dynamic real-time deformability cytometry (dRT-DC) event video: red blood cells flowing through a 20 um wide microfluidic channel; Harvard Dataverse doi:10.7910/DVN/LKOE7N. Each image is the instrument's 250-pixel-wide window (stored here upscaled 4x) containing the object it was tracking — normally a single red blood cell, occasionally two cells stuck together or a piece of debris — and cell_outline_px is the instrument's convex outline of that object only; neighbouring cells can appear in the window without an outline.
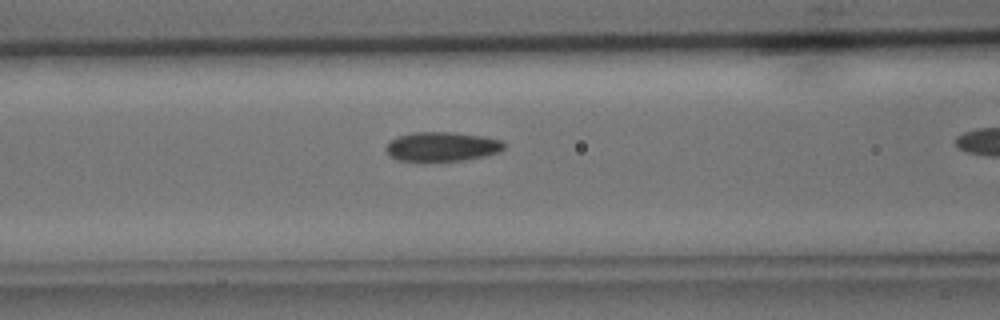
{"species": "common noctule bat (a hibernating species)", "species_latin": "Nyctalus noctula", "temperature_condition": "cold", "stored_images_in_passage": 7, "segment_of_instrument_passage": [1, 2], "camera_frame_rate_fps": 3000, "um_per_image_px": 0.085, "animal": {"sex": "male", "body_mass_g": 15.6}, "frame": {"image": 1, "passage_image": 6, "time_ms": 6.667, "image_size_px": [1000, 320], "cell_outline_px": [[504, 148], [500, 152], [484, 156], [464, 160], [400, 160], [392, 156], [384, 148], [396, 136], [416, 132], [452, 132], [484, 136], [504, 140]], "centroid_in_image_um": [37.63, 12.44], "position_along_channel_um": 129.0, "area_um2": 19.94}}